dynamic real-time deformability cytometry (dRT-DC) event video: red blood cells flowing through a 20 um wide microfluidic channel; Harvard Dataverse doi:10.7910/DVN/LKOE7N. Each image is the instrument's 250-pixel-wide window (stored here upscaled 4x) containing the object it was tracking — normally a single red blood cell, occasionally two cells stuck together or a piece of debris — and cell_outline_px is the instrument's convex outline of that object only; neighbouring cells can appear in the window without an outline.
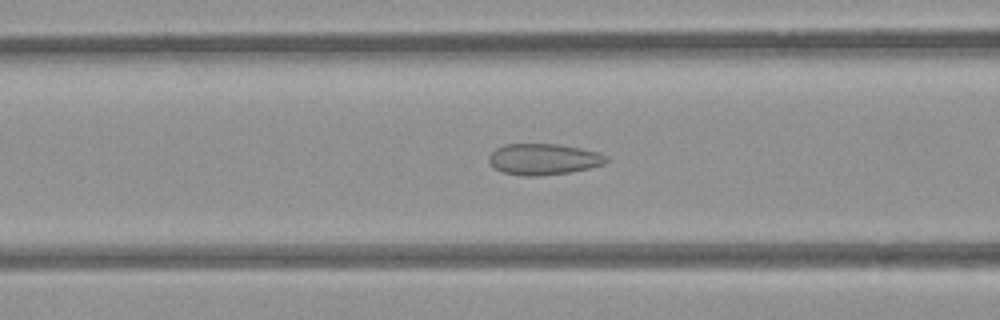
{"species": "common noctule bat (a hibernating species)", "species_latin": "Nyctalus noctula", "temperature_condition": "room temperature", "stored_images_in_passage": 54, "camera_frame_rate_fps": 3000, "um_per_image_px": 0.085, "animal": {"sex": "female", "body_mass_g": 21.9}, "frame": {"image": 1, "passage_image": 21, "time_ms": 6.667, "image_size_px": [1000, 320], "cell_outline_px": [[608, 160], [604, 164], [588, 168], [568, 172], [540, 176], [520, 176], [504, 172], [496, 168], [488, 160], [488, 156], [496, 148], [504, 144], [560, 144], [580, 148], [596, 152], [608, 156]], "centroid_in_image_um": [46.19, 13.53], "position_along_channel_um": 120.4, "area_um2": 21.21}}
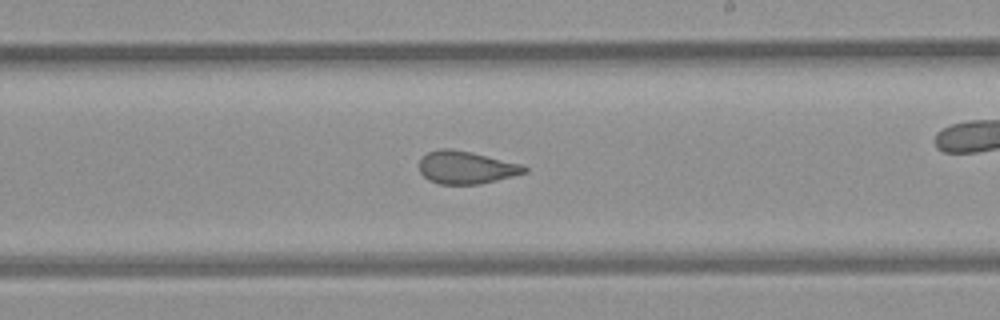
{"frame": {"image": 2, "passage_image": 31, "time_ms": 10.0, "image_size_px": [1000, 320], "cell_outline_px": [[528, 172], [480, 184], [440, 184], [428, 180], [420, 172], [420, 160], [428, 152], [440, 148], [452, 148], [472, 152], [520, 164], [528, 168]], "centroid_in_image_um": [39.61, 14.23], "position_along_channel_um": 249.4, "area_um2": 19.94}}
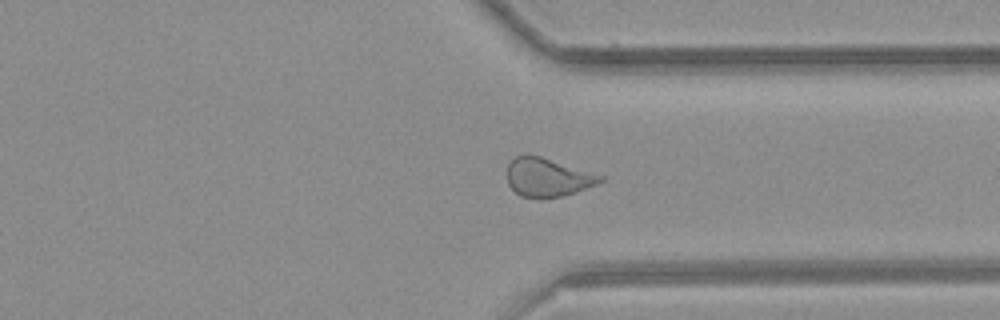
{"frame": {"image": 3, "passage_image": 40, "time_ms": 13.0, "image_size_px": [1000, 320], "cell_outline_px": [[604, 180], [596, 184], [576, 192], [560, 196], [520, 196], [508, 184], [508, 164], [516, 156], [540, 156], [604, 176]], "centroid_in_image_um": [46.56, 15.06], "position_along_channel_um": 364.8, "area_um2": 20.17}, "authors_computed_cell_mechanics": {"area_um2": 22.4842, "velocity_mm_per_s": 3.8639, "shape_relaxation_time_tau1_ms": null, "shape_relaxation_time_tau2_ms": 1.2301, "deformation_change_tau1": null, "deformation_change_tau2": 0.0658}}